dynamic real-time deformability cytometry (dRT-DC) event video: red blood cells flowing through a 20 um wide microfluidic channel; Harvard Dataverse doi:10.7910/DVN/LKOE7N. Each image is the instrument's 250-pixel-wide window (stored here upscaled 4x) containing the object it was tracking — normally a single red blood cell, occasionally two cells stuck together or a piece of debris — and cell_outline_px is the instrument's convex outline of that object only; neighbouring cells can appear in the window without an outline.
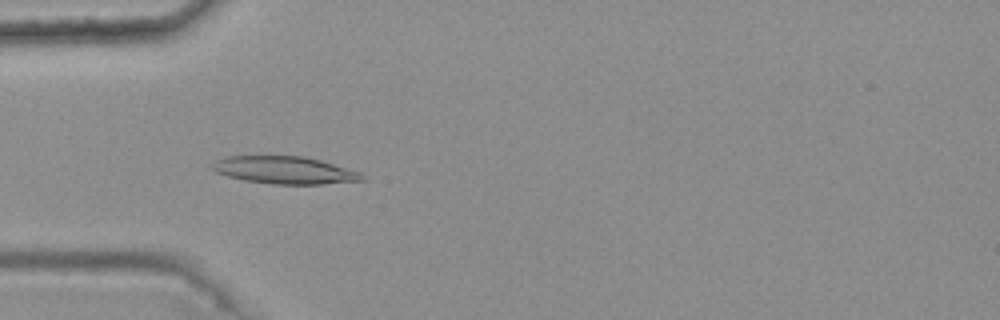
{"species": "common noctule bat (a hibernating species)", "species_latin": "Nyctalus noctula", "temperature_condition": "warm", "stored_images_in_passage": 43, "camera_frame_rate_fps": 3000, "um_per_image_px": 0.085, "animal": {"sex": "female", "body_mass_g": 25.1}, "frame": {"image": 1, "passage_image": 13, "time_ms": 4.0, "image_size_px": [1000, 320], "cell_outline_px": [[368, 180], [324, 184], [272, 184], [244, 180], [228, 176], [216, 172], [208, 168], [208, 164], [224, 156], [304, 156], [320, 160], [360, 172]], "centroid_in_image_um": [24.15, 14.46], "position_along_channel_um": 60.8, "area_um2": 24.22}}
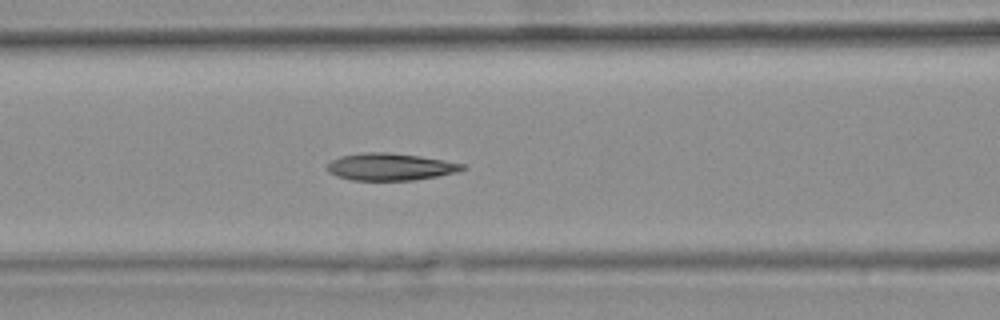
{"frame": {"image": 2, "passage_image": 19, "time_ms": 6.0, "image_size_px": [1000, 320], "cell_outline_px": [[468, 168], [456, 172], [436, 176], [412, 180], [352, 180], [336, 176], [328, 172], [324, 168], [332, 160], [340, 156], [364, 152], [388, 152], [420, 156], [464, 164]], "centroid_in_image_um": [33.13, 14.17], "position_along_channel_um": 133.5, "area_um2": 21.39}}
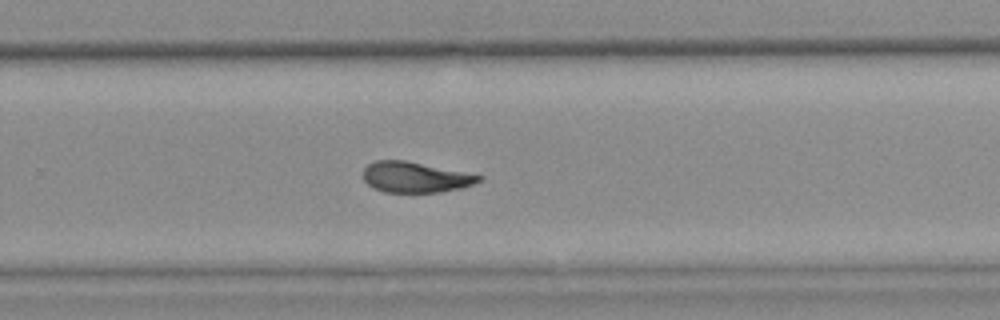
{"frame": {"image": 3, "passage_image": 32, "time_ms": 10.333, "image_size_px": [1000, 320], "cell_outline_px": [[484, 180], [460, 188], [440, 192], [384, 192], [372, 188], [364, 180], [364, 168], [368, 164], [376, 160], [404, 160], [484, 176]], "centroid_in_image_um": [35.29, 15.06], "position_along_channel_um": 294.5, "area_um2": 20.52}, "authors_computed_cell_mechanics": {"area_um2": 21.7328, "velocity_mm_per_s": 3.7198, "shape_relaxation_time_tau1_ms": null, "shape_relaxation_time_tau2_ms": 2.5411, "deformation_change_tau1": null, "deformation_change_tau2": 0.0999}}